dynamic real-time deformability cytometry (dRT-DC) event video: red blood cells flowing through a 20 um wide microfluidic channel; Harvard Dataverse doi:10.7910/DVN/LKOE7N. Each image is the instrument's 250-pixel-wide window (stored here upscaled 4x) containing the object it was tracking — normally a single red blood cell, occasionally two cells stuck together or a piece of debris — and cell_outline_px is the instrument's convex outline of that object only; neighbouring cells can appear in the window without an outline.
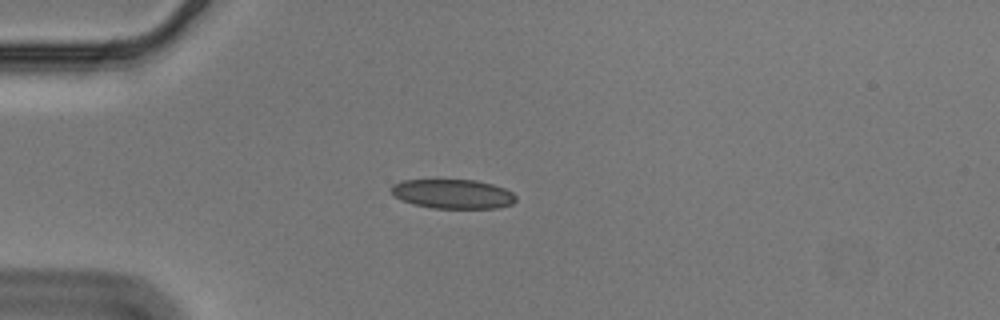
{"species": "Egyptian fruit bat (a non-hibernating species)", "species_latin": "Rousettus aegyptiacus", "temperature_condition": "cold", "stored_images_in_passage": 42, "camera_frame_rate_fps": 3000, "um_per_image_px": 0.085, "animal": {"sex": "male"}, "frame": {"image": 1, "passage_image": 1, "time_ms": 0.0, "image_size_px": [1000, 320], "cell_outline_px": [[516, 200], [512, 204], [496, 208], [432, 208], [412, 204], [396, 196], [388, 188], [392, 184], [404, 180], [476, 180], [492, 184], [504, 188], [512, 192], [516, 196]], "centroid_in_image_um": [38.49, 16.48], "position_along_channel_um": 46.5, "area_um2": 21.27}}
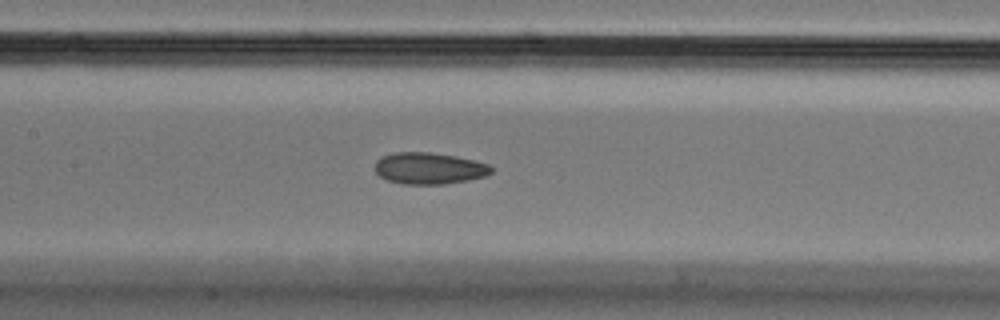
{"frame": {"image": 2, "passage_image": 13, "time_ms": 4.0, "image_size_px": [1000, 320], "cell_outline_px": [[492, 172], [484, 176], [468, 180], [444, 184], [404, 184], [388, 180], [380, 176], [376, 172], [376, 160], [380, 156], [396, 152], [428, 152], [456, 156], [488, 164], [492, 168]], "centroid_in_image_um": [36.45, 14.3], "position_along_channel_um": 170.9, "area_um2": 21.27}}
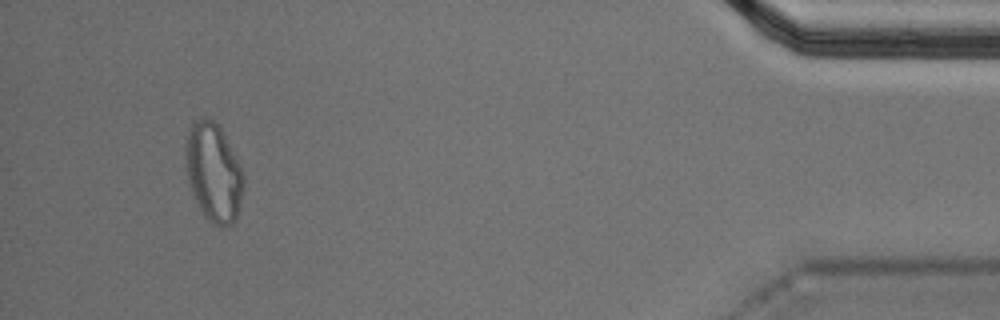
{"frame": {"image": 3, "passage_image": 39, "time_ms": 12.667, "image_size_px": [1000, 320], "cell_outline_px": [[244, 188], [236, 220], [228, 228], [216, 224], [208, 220], [204, 216], [192, 196], [184, 168], [184, 148], [188, 128], [192, 120], [200, 116], [204, 116], [212, 120], [220, 128], [244, 172]], "centroid_in_image_um": [18.11, 14.64], "position_along_channel_um": 417.1, "area_um2": 34.1}, "authors_computed_cell_mechanics": {"area_um2": 21.7039, "velocity_mm_per_s": 3.5668, "shape_relaxation_time_tau1_ms": null, "shape_relaxation_time_tau2_ms": 4.0475, "deformation_change_tau1": null, "deformation_change_tau2": 0.1065}}